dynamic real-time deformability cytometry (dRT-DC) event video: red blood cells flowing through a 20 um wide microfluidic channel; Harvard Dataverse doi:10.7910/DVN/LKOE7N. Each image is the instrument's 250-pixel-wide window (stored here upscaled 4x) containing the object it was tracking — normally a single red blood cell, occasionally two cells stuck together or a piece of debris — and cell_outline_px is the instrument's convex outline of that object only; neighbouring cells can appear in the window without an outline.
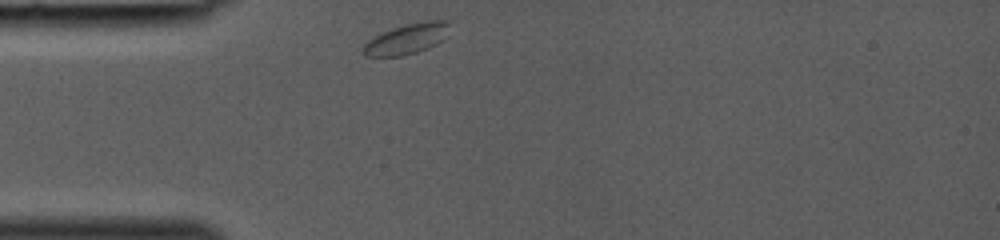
{"species": "common noctule bat (a hibernating species)", "species_latin": "Nyctalus noctula", "temperature_condition": "room temperature", "stored_images_in_passage": 25, "camera_frame_rate_fps": 3000, "um_per_image_px": 0.085, "animal": {"sex": "female", "body_mass_g": 19.0, "forearm_length_mm": 53.3}, "frame": {"image": 1, "passage_image": 1, "time_ms": 0.0, "image_size_px": [1000, 240], "cell_outline_px": [[452, 20], [448, 36], [444, 40], [428, 48], [404, 56], [364, 56], [360, 52], [360, 48], [368, 40], [392, 28], [424, 20]], "centroid_in_image_um": [34.63, 3.3], "position_along_channel_um": 50.4, "area_um2": 15.72}}
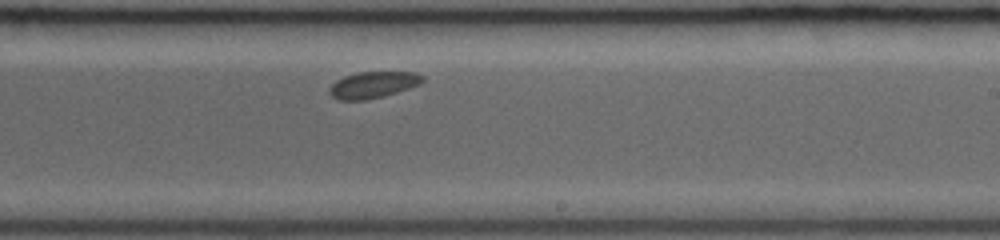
{"frame": {"image": 2, "passage_image": 15, "time_ms": 4.667, "image_size_px": [1000, 240], "cell_outline_px": [[424, 80], [420, 84], [396, 92], [364, 100], [340, 100], [332, 96], [328, 92], [328, 88], [336, 80], [344, 76], [356, 72], [412, 72], [424, 76]], "centroid_in_image_um": [31.67, 7.2], "position_along_channel_um": 257.3, "area_um2": 14.22}}
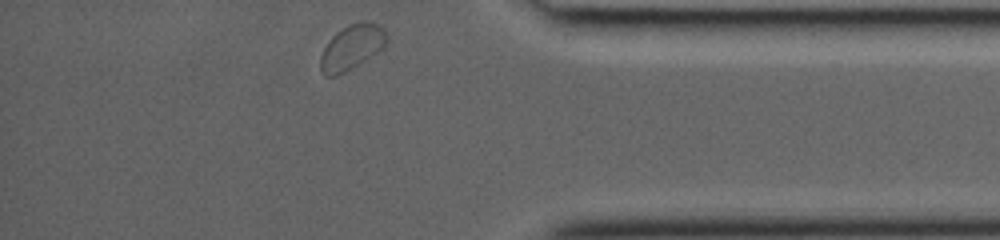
{"frame": {"image": 3, "passage_image": 25, "time_ms": 8.0, "image_size_px": [1000, 240], "cell_outline_px": [[388, 40], [380, 48], [364, 60], [344, 72], [336, 76], [324, 76], [320, 72], [320, 56], [324, 48], [332, 36], [336, 32], [348, 24], [360, 20], [364, 20], [380, 24], [384, 28], [388, 36]], "centroid_in_image_um": [29.88, 3.97], "position_along_channel_um": 405.3, "area_um2": 17.28}}